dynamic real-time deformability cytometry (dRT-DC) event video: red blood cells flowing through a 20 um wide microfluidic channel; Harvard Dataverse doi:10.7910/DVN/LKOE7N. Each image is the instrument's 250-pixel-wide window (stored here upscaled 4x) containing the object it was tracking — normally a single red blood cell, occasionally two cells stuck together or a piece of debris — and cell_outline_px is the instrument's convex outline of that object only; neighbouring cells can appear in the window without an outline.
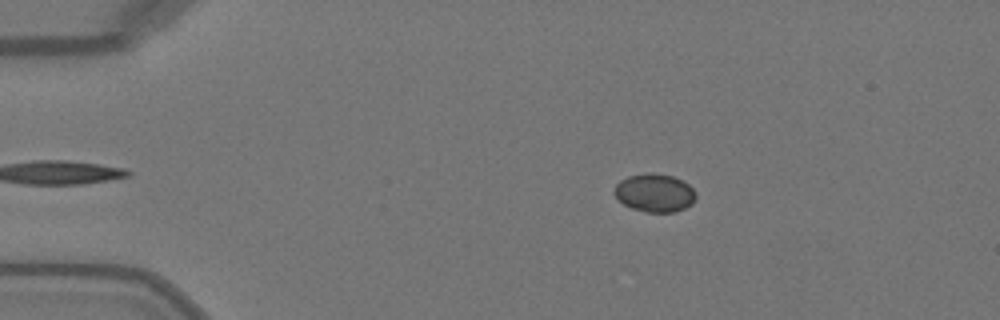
{"species": "Egyptian fruit bat (a non-hibernating species)", "species_latin": "Rousettus aegyptiacus", "temperature_condition": "warm", "stored_images_in_passage": 39, "camera_frame_rate_fps": 3000, "um_per_image_px": 0.085, "animal": {"sex": "female"}, "frame": {"image": 1, "passage_image": 5, "time_ms": 1.333, "image_size_px": [1000, 320], "cell_outline_px": [[696, 196], [692, 204], [684, 208], [672, 212], [648, 212], [632, 208], [624, 204], [612, 192], [616, 184], [620, 180], [628, 176], [648, 172], [672, 176], [688, 184], [696, 192]], "centroid_in_image_um": [55.63, 16.38], "position_along_channel_um": 29.4, "area_um2": 18.03}}
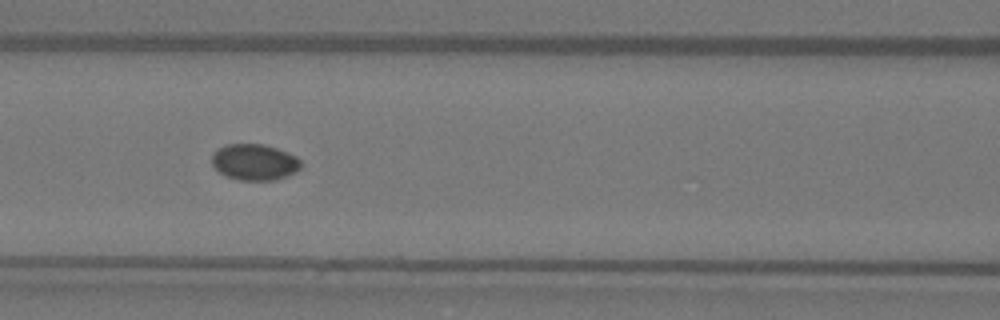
{"frame": {"image": 2, "passage_image": 18, "time_ms": 5.667, "image_size_px": [1000, 320], "cell_outline_px": [[300, 168], [296, 172], [276, 180], [240, 180], [224, 176], [212, 164], [212, 152], [228, 144], [264, 144], [276, 148], [296, 156], [300, 160]], "centroid_in_image_um": [21.62, 13.78], "position_along_channel_um": 145.0, "area_um2": 18.73}}
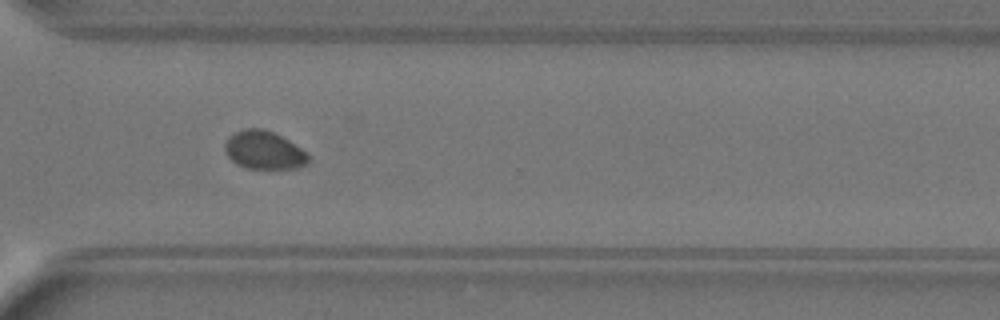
{"frame": {"image": 3, "passage_image": 33, "time_ms": 10.667, "image_size_px": [1000, 320], "cell_outline_px": [[308, 164], [296, 168], [244, 168], [236, 164], [228, 156], [224, 148], [224, 144], [228, 136], [244, 128], [260, 128], [272, 132], [288, 140], [300, 148], [308, 156]], "centroid_in_image_um": [22.39, 12.76], "position_along_channel_um": 348.2, "area_um2": 18.38}}